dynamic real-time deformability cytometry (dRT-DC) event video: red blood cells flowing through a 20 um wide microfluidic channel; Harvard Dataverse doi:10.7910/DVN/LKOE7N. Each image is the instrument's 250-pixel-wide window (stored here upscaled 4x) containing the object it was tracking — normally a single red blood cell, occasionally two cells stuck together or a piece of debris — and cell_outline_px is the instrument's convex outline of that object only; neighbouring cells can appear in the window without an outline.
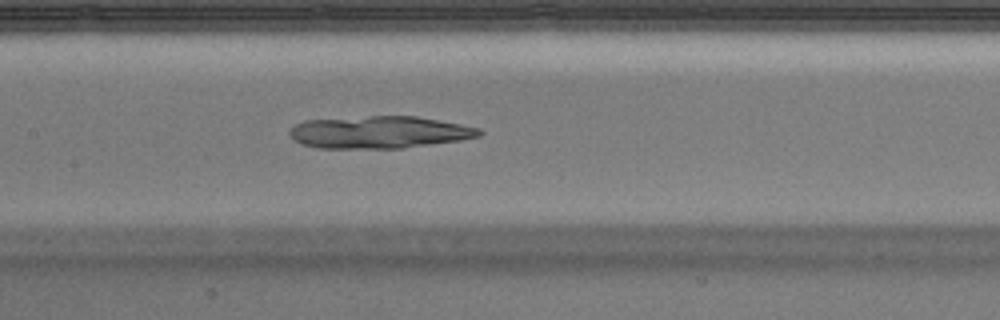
{"species": "Egyptian fruit bat (a non-hibernating species)", "species_latin": "Rousettus aegyptiacus", "temperature_condition": "warm", "stored_images_in_passage": 47, "camera_frame_rate_fps": 3000, "um_per_image_px": 0.085, "animal": {"sex": "male"}, "frame": {"image": 1, "passage_image": 21, "time_ms": 6.667, "image_size_px": [1000, 320], "cell_outline_px": [[484, 132], [480, 136], [460, 140], [404, 148], [320, 148], [300, 144], [292, 140], [288, 132], [288, 128], [304, 120], [368, 116], [416, 116], [460, 124], [480, 128]], "centroid_in_image_um": [32.2, 11.24], "position_along_channel_um": 175.2, "area_um2": 35.89}}